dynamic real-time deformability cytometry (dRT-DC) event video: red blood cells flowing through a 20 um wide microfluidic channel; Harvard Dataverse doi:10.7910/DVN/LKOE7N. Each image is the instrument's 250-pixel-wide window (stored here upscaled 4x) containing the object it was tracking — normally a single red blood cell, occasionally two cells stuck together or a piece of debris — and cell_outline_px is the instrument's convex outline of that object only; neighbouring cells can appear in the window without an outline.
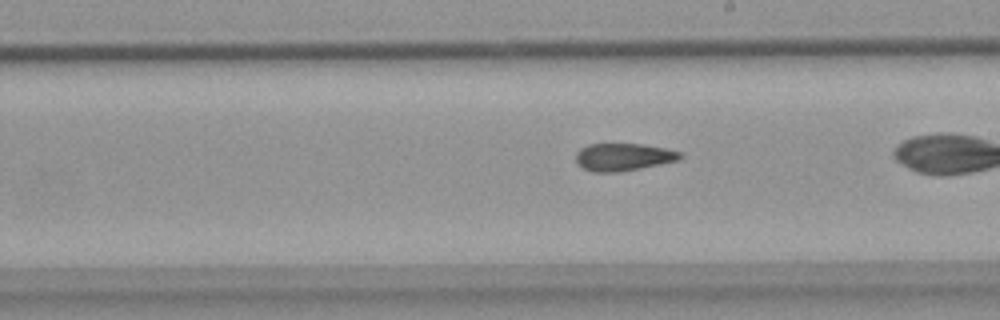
{"species": "common noctule bat (a hibernating species)", "species_latin": "Nyctalus noctula", "temperature_condition": "warm", "stored_images_in_passage": 37, "camera_frame_rate_fps": 3000, "um_per_image_px": 0.085, "animal": {"sex": "female", "body_mass_g": 18.4}, "frame": {"image": 1, "passage_image": 26, "time_ms": 8.333, "image_size_px": [1000, 320], "cell_outline_px": [[684, 156], [676, 160], [660, 164], [620, 172], [592, 172], [584, 168], [576, 160], [576, 152], [580, 148], [588, 144], [640, 144], [664, 148], [680, 152]], "centroid_in_image_um": [52.96, 13.34], "position_along_channel_um": 236.0, "area_um2": 16.53}}